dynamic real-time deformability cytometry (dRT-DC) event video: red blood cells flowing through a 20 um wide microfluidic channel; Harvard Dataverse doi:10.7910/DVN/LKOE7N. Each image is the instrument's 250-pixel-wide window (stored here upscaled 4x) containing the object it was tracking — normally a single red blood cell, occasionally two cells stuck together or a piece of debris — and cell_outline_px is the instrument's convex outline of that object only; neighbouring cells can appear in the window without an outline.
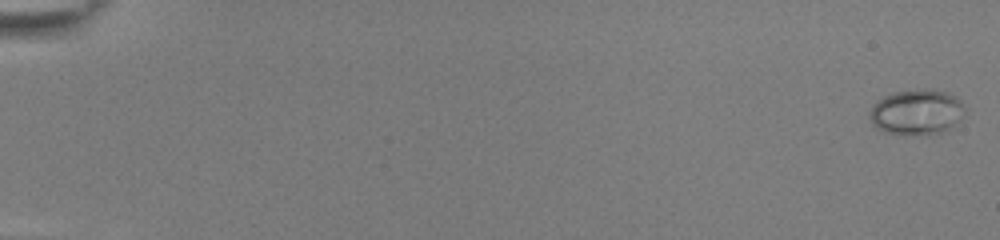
{"species": "common noctule bat (a hibernating species)", "species_latin": "Nyctalus noctula", "temperature_condition": "room temperature", "stored_images_in_passage": 54, "camera_frame_rate_fps": 3000, "um_per_image_px": 0.085, "animal": {"sex": "female", "body_mass_g": 22.0, "forearm_length_mm": 56.7}, "frame": {"image": 1, "passage_image": 1, "time_ms": 0.0, "image_size_px": [1000, 240], "cell_outline_px": [[964, 116], [960, 120], [948, 128], [940, 132], [904, 136], [884, 132], [876, 128], [872, 124], [868, 116], [872, 104], [884, 96], [896, 92], [948, 92], [956, 96], [960, 100], [964, 108]], "centroid_in_image_um": [77.87, 9.58], "position_along_channel_um": 7.1, "area_um2": 24.68}}
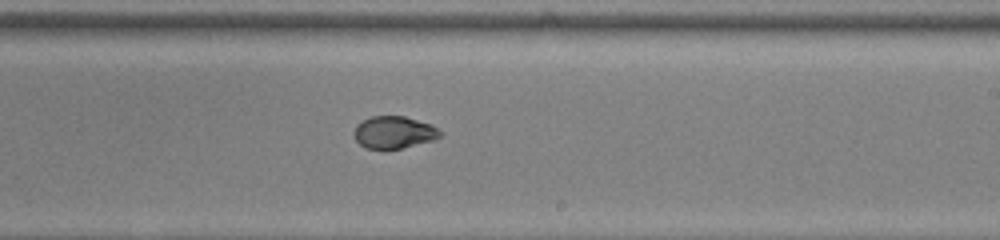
{"frame": {"image": 2, "passage_image": 35, "time_ms": 11.333, "image_size_px": [1000, 240], "cell_outline_px": [[444, 132], [440, 136], [432, 140], [400, 148], [364, 148], [356, 140], [352, 132], [356, 124], [372, 116], [404, 116], [432, 124]], "centroid_in_image_um": [33.48, 11.23], "position_along_channel_um": 255.5, "area_um2": 16.13}}
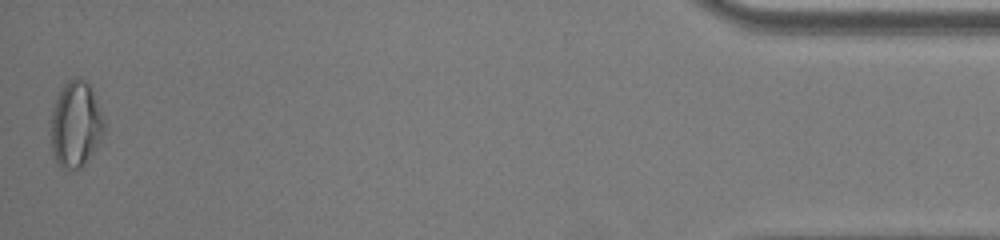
{"frame": {"image": 3, "passage_image": 54, "time_ms": 17.667, "image_size_px": [1000, 240], "cell_outline_px": [[104, 132], [92, 152], [84, 164], [80, 168], [60, 168], [52, 152], [52, 112], [56, 96], [64, 84], [68, 80], [76, 76], [84, 80], [88, 84], [92, 92], [104, 120]], "centroid_in_image_um": [6.42, 10.55], "position_along_channel_um": 428.8, "area_um2": 26.07}, "authors_computed_cell_mechanics": {"area_um2": 17.918, "velocity_mm_per_s": 3.8842, "shape_relaxation_time_tau1_ms": 10.5187, "shape_relaxation_time_tau2_ms": 1.2623, "deformation_change_tau1": 0.2736, "deformation_change_tau2": 0.0419}}